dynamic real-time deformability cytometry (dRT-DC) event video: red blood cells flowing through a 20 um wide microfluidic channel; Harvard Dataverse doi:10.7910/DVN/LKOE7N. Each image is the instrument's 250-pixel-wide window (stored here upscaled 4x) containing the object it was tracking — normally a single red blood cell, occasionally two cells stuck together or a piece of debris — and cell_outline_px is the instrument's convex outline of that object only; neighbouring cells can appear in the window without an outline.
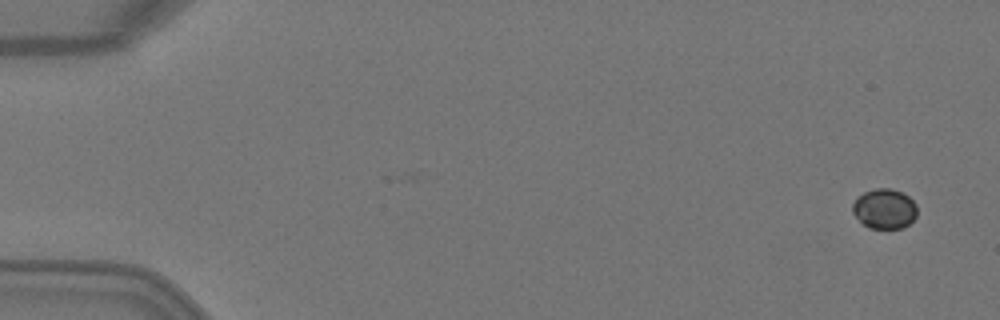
{"species": "Egyptian fruit bat (a non-hibernating species)", "species_latin": "Rousettus aegyptiacus", "temperature_condition": "warm", "stored_images_in_passage": 4, "camera_frame_rate_fps": 3000, "um_per_image_px": 0.085, "animal": {"sex": "female"}, "frame": {"image": 1, "passage_image": 1, "time_ms": 0.0, "image_size_px": [1000, 320], "cell_outline_px": [[916, 216], [908, 224], [900, 228], [868, 228], [852, 212], [852, 204], [864, 192], [876, 188], [888, 188], [900, 192], [908, 196], [916, 204]], "centroid_in_image_um": [75.18, 17.75], "position_along_channel_um": 9.8, "area_um2": 14.74}}
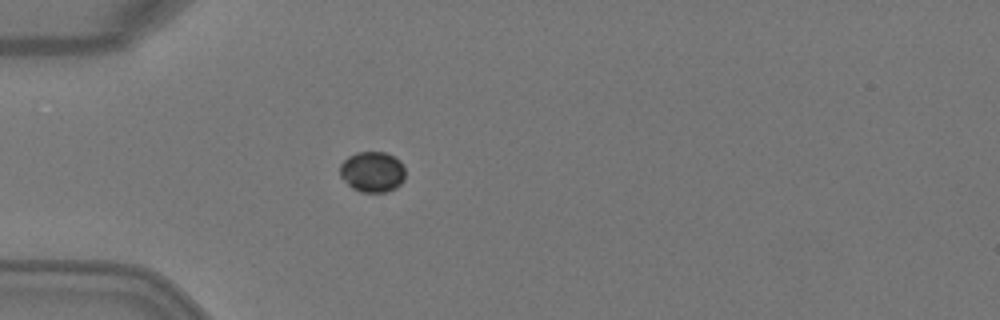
{"frame": {"image": 2, "passage_image": 4, "time_ms": 1.0, "image_size_px": [1000, 320], "cell_outline_px": [[404, 180], [396, 188], [388, 192], [360, 192], [352, 188], [340, 176], [340, 164], [348, 156], [356, 152], [384, 152], [400, 160], [404, 168]], "centroid_in_image_um": [31.65, 14.61], "position_along_channel_um": 53.4, "area_um2": 15.55}}